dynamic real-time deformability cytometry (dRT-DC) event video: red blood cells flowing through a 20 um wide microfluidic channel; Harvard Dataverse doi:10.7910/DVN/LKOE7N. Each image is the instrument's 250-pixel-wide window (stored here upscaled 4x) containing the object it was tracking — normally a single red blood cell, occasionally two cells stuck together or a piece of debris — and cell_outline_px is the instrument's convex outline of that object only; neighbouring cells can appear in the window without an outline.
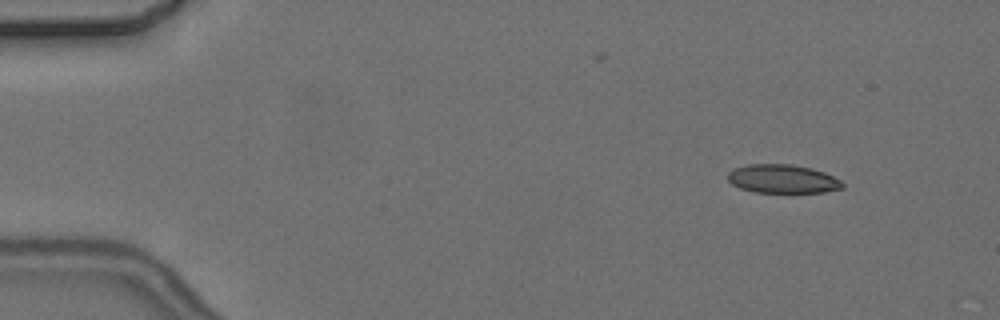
{"species": "common noctule bat (a hibernating species)", "species_latin": "Nyctalus noctula", "temperature_condition": "cold", "stored_images_in_passage": 6, "camera_frame_rate_fps": 3000, "um_per_image_px": 0.085, "animal": {"sex": "female", "body_mass_g": 24.6, "forearm_length_mm": 56.2}, "frame": {"image": 1, "passage_image": 2, "time_ms": 1.333, "image_size_px": [1000, 320], "cell_outline_px": [[844, 188], [824, 192], [792, 196], [752, 192], [740, 188], [732, 184], [728, 180], [728, 172], [732, 168], [748, 164], [792, 164], [812, 168], [824, 172], [840, 180], [844, 184]], "centroid_in_image_um": [66.53, 15.26], "position_along_channel_um": 18.5, "area_um2": 20.29}}